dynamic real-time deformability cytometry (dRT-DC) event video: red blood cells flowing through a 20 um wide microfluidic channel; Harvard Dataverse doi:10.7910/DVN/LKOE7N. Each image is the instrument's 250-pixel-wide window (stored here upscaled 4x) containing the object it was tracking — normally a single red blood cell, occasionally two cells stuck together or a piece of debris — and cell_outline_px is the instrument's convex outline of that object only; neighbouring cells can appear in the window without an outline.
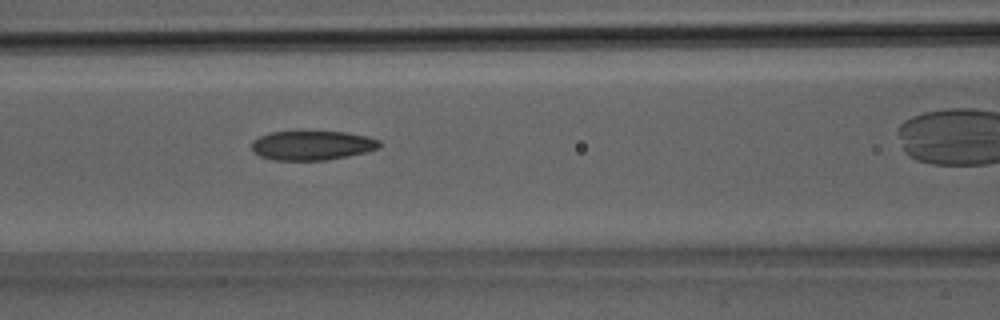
{"species": "Egyptian fruit bat (a non-hibernating species)", "species_latin": "Rousettus aegyptiacus", "temperature_condition": "room temperature", "stored_images_in_passage": 5, "camera_frame_rate_fps": 3000, "um_per_image_px": 0.085, "animal": {"sex": "male"}, "frame": {"image": 1, "passage_image": 4, "time_ms": 1.0, "image_size_px": [1000, 320], "cell_outline_px": [[380, 148], [348, 156], [324, 160], [272, 160], [260, 156], [252, 152], [252, 140], [268, 132], [344, 132], [368, 136], [380, 140]], "centroid_in_image_um": [26.51, 12.36], "position_along_channel_um": 140.1, "area_um2": 21.85}}